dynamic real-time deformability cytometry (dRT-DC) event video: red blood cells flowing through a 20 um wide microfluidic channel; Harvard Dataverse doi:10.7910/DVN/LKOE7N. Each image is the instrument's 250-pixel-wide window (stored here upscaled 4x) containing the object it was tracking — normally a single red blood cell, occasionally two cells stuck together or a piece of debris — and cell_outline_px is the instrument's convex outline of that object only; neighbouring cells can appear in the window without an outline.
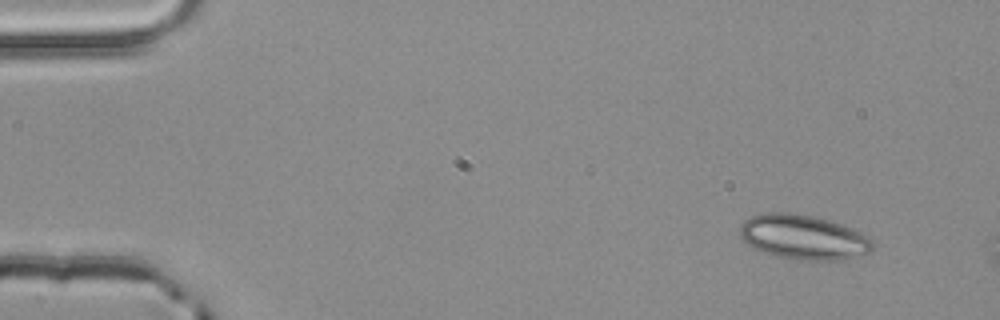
{"species": "common noctule bat (a hibernating species)", "species_latin": "Nyctalus noctula", "temperature_condition": "room temperature", "stored_images_in_passage": 3, "camera_frame_rate_fps": 3000, "um_per_image_px": 0.085, "animal": {"sex": "male", "body_mass_g": 20.4}, "frame": {"image": 1, "passage_image": 1, "time_ms": 0.0, "image_size_px": [1000, 320], "cell_outline_px": [[872, 248], [868, 252], [840, 260], [804, 260], [776, 256], [752, 248], [740, 236], [740, 224], [744, 220], [760, 212], [788, 212], [816, 216], [840, 224], [860, 232], [868, 236], [872, 240]], "centroid_in_image_um": [68.23, 20.14], "position_along_channel_um": 16.8, "area_um2": 34.45}}